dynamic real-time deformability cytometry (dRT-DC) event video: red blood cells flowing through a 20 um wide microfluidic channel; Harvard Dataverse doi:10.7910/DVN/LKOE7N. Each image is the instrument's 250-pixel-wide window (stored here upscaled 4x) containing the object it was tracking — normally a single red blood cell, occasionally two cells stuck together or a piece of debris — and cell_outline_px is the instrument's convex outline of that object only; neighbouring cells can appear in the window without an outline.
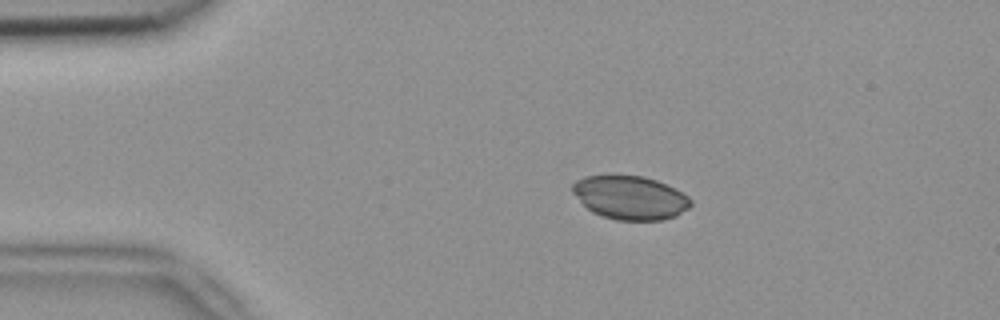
{"species": "common noctule bat (a hibernating species)", "species_latin": "Nyctalus noctula", "temperature_condition": "room temperature", "stored_images_in_passage": 2, "camera_frame_rate_fps": 3000, "um_per_image_px": 0.085, "animal": {"sex": "female", "body_mass_g": 18.4}, "frame": {"image": 1, "passage_image": 1, "time_ms": 0.0, "image_size_px": [1000, 320], "cell_outline_px": [[692, 204], [688, 208], [676, 216], [660, 220], [616, 220], [592, 212], [572, 192], [572, 184], [576, 180], [584, 176], [644, 176], [656, 180], [688, 196], [692, 200]], "centroid_in_image_um": [53.56, 16.8], "position_along_channel_um": 31.4, "area_um2": 29.65}}